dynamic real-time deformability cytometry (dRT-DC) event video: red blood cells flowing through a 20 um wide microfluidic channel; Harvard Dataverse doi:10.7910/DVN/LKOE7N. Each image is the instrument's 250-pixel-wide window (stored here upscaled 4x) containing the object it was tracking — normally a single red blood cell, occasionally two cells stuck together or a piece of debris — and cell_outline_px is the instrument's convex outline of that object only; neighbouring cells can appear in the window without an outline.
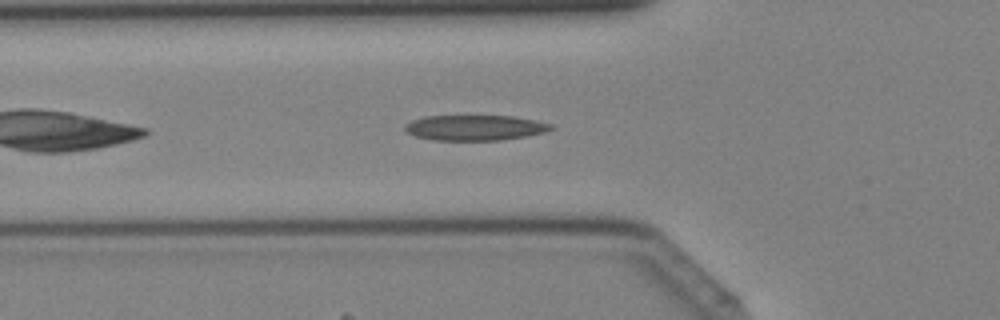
{"species": "Egyptian fruit bat (a non-hibernating species)", "species_latin": "Rousettus aegyptiacus", "temperature_condition": "cold", "stored_images_in_passage": 31, "camera_frame_rate_fps": 3000, "um_per_image_px": 0.085, "animal": {"sex": "female"}, "frame": {"image": 1, "passage_image": 4, "time_ms": 1.0, "image_size_px": [1000, 320], "cell_outline_px": [[556, 128], [548, 132], [500, 140], [432, 140], [416, 136], [404, 132], [404, 124], [412, 120], [424, 116], [512, 116], [536, 120], [552, 124]], "centroid_in_image_um": [40.37, 10.85], "position_along_channel_um": 85.4, "area_um2": 21.79}}
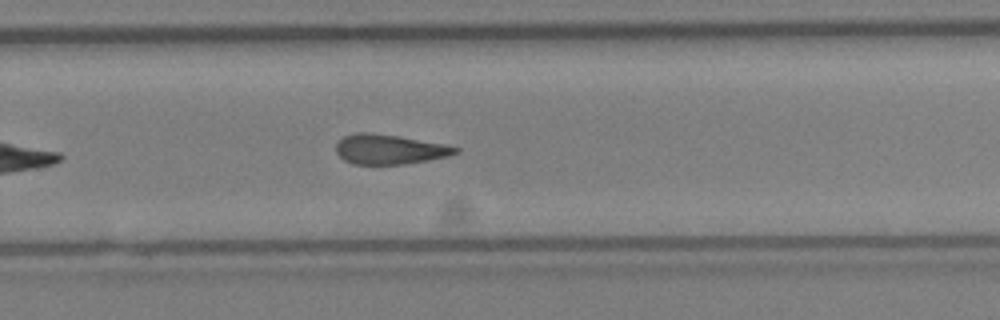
{"frame": {"image": 2, "passage_image": 17, "time_ms": 5.333, "image_size_px": [1000, 320], "cell_outline_px": [[460, 152], [448, 156], [428, 160], [404, 164], [352, 164], [344, 160], [336, 152], [336, 144], [344, 136], [356, 132], [368, 132], [396, 136], [444, 144], [460, 148]], "centroid_in_image_um": [33.09, 12.7], "position_along_channel_um": 296.7, "area_um2": 20.58}}
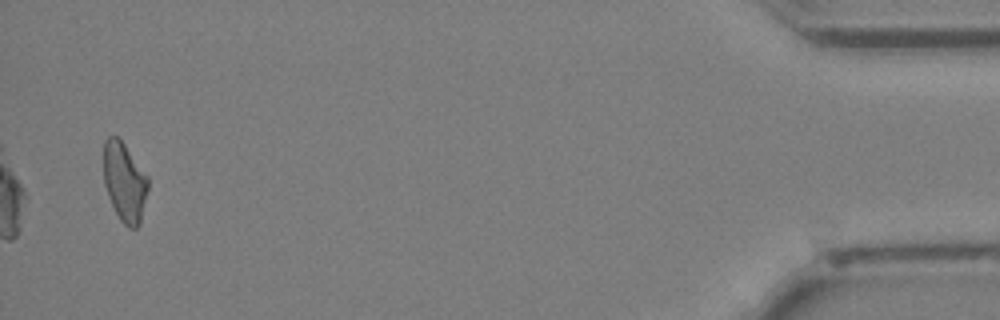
{"frame": {"image": 3, "passage_image": 30, "time_ms": 9.667, "image_size_px": [1000, 320], "cell_outline_px": [[148, 188], [140, 224], [136, 228], [128, 228], [120, 220], [108, 196], [104, 184], [104, 140], [108, 136], [116, 136], [124, 144], [148, 176]], "centroid_in_image_um": [10.59, 15.48], "position_along_channel_um": 424.6, "area_um2": 20.4}}